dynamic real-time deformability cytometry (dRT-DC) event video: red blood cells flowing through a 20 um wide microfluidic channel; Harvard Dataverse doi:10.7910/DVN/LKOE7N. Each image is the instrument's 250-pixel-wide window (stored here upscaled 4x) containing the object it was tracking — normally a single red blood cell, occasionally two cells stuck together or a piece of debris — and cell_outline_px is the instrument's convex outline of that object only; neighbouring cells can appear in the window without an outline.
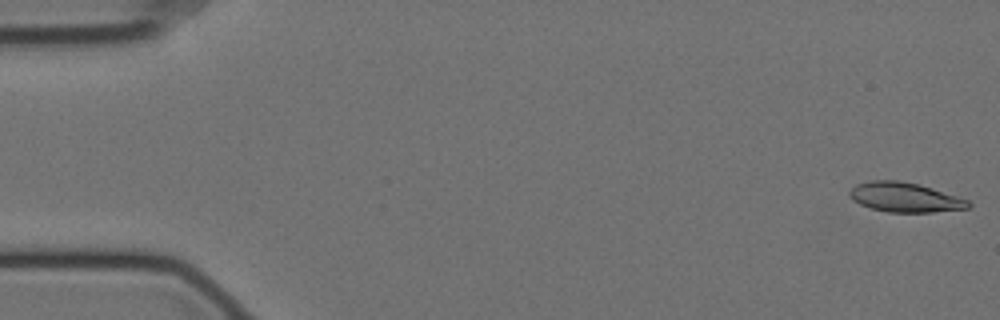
{"species": "Egyptian fruit bat (a non-hibernating species)", "species_latin": "Rousettus aegyptiacus", "temperature_condition": "cold", "stored_images_in_passage": 9, "camera_frame_rate_fps": 3000, "um_per_image_px": 0.085, "animal": {"sex": "female"}, "frame": {"image": 1, "passage_image": 1, "time_ms": 0.0, "image_size_px": [1000, 320], "cell_outline_px": [[972, 204], [968, 208], [932, 212], [888, 212], [872, 208], [860, 204], [852, 200], [848, 196], [848, 192], [856, 184], [872, 180], [900, 180], [932, 188], [968, 200]], "centroid_in_image_um": [76.88, 16.77], "position_along_channel_um": 8.1, "area_um2": 20.35}}